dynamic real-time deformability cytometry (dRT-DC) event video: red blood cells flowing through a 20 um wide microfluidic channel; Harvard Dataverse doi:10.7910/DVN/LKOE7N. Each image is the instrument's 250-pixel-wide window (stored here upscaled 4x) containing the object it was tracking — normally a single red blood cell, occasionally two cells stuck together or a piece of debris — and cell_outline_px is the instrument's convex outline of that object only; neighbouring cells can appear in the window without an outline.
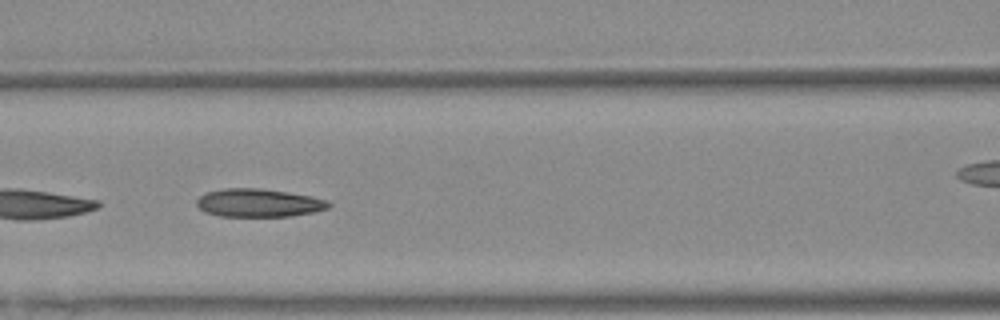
{"species": "Egyptian fruit bat (a non-hibernating species)", "species_latin": "Rousettus aegyptiacus", "temperature_condition": "warm", "stored_images_in_passage": 51, "camera_frame_rate_fps": 3000, "um_per_image_px": 0.085, "animal": {"sex": "female"}, "frame": {"image": 1, "passage_image": 22, "time_ms": 7.0, "image_size_px": [1000, 320], "cell_outline_px": [[332, 204], [328, 208], [312, 212], [292, 216], [216, 216], [204, 212], [196, 204], [196, 200], [200, 196], [208, 192], [224, 188], [260, 188], [288, 192], [308, 196], [324, 200]], "centroid_in_image_um": [21.93, 17.25], "position_along_channel_um": 144.7, "area_um2": 21.5}}